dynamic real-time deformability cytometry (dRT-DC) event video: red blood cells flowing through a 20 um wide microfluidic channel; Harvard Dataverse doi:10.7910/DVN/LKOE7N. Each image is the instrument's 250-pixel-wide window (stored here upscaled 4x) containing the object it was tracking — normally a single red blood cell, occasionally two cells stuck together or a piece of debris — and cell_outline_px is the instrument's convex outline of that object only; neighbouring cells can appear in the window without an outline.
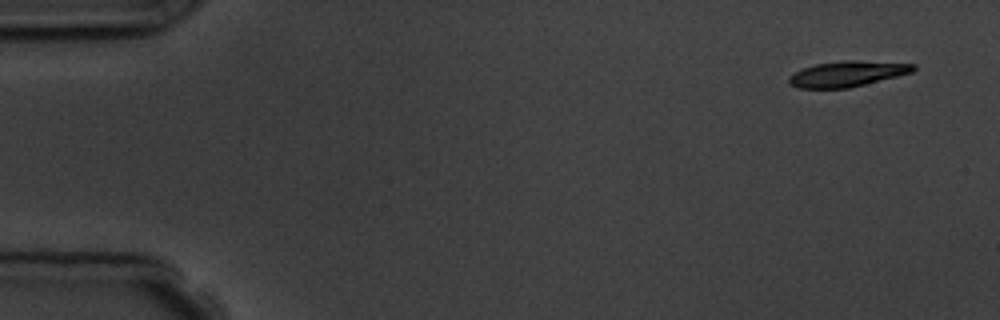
{"species": "common noctule bat (a hibernating species)", "species_latin": "Nyctalus noctula", "temperature_condition": "room temperature", "stored_images_in_passage": 4, "camera_frame_rate_fps": 3000, "um_per_image_px": 0.085, "animal": {"sex": "male", "body_mass_g": 19.5, "forearm_length_mm": 54.6}, "frame": {"image": 1, "passage_image": 1, "time_ms": 0.0, "image_size_px": [1000, 320], "cell_outline_px": [[916, 68], [912, 72], [848, 88], [800, 88], [788, 84], [788, 76], [804, 68], [816, 64], [844, 60], [856, 60], [916, 64]], "centroid_in_image_um": [72.0, 6.27], "position_along_channel_um": 13.0, "area_um2": 18.32}}
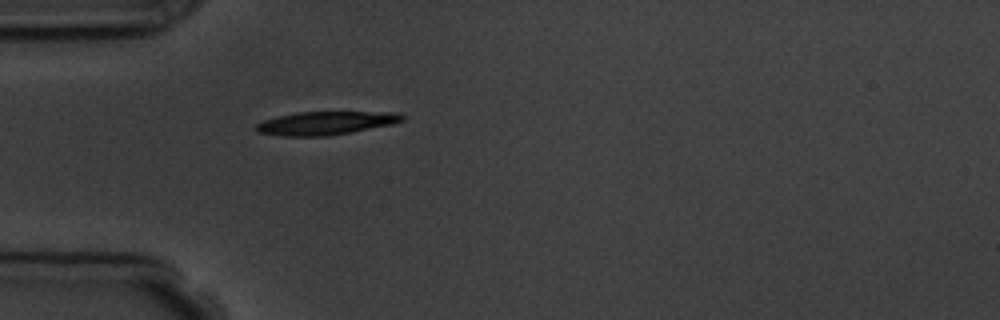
{"frame": {"image": 2, "passage_image": 4, "time_ms": 4.333, "image_size_px": [1000, 320], "cell_outline_px": [[404, 120], [392, 124], [352, 132], [328, 136], [284, 136], [256, 132], [256, 124], [264, 120], [296, 112], [396, 112], [404, 116]], "centroid_in_image_um": [27.69, 10.46], "position_along_channel_um": 57.3, "area_um2": 19.77}}